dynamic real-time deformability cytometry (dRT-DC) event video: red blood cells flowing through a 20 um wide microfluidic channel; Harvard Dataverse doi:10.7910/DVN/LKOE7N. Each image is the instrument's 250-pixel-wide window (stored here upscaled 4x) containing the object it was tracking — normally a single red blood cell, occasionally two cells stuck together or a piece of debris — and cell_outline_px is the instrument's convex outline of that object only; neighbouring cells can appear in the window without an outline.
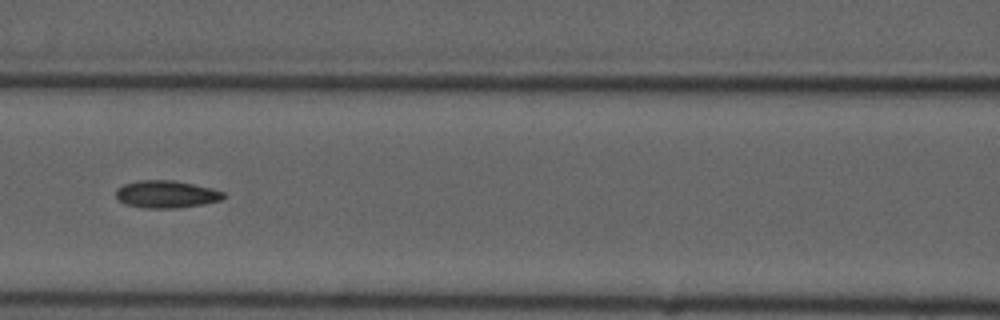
{"species": "common noctule bat (a hibernating species)", "species_latin": "Nyctalus noctula", "temperature_condition": "cold", "stored_images_in_passage": 6, "camera_frame_rate_fps": 3000, "um_per_image_px": 0.085, "animal": {"sex": "male", "forearm_length_mm": 52.5}, "frame": {"image": 1, "passage_image": 6, "time_ms": 5.667, "image_size_px": [1000, 320], "cell_outline_px": [[224, 196], [220, 200], [200, 204], [176, 208], [144, 208], [124, 204], [116, 196], [116, 188], [124, 184], [140, 180], [176, 180], [212, 188], [224, 192]], "centroid_in_image_um": [14.1, 16.5], "position_along_channel_um": 152.5, "area_um2": 17.11}}